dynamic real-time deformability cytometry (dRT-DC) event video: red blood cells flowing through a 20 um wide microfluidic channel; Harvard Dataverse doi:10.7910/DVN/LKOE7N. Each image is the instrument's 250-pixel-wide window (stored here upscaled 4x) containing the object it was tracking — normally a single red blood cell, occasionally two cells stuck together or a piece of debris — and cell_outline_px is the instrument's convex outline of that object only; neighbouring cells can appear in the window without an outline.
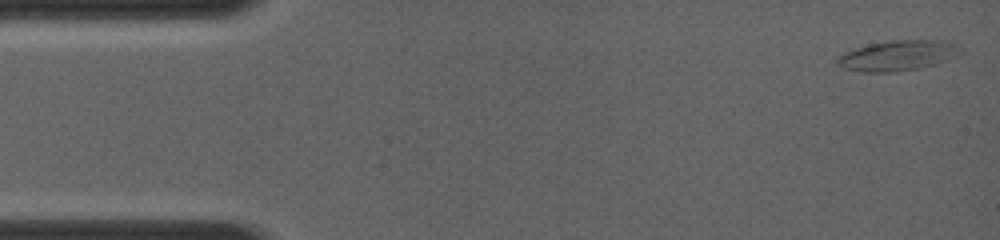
{"species": "common noctule bat (a hibernating species)", "species_latin": "Nyctalus noctula", "temperature_condition": "room temperature", "stored_images_in_passage": 8, "camera_frame_rate_fps": 4000, "um_per_image_px": 0.085, "animal": {"sex": "female", "body_mass_g": 19.0, "forearm_length_mm": 56.7}, "frame": {"image": 1, "passage_image": 1, "time_ms": 0.0, "image_size_px": [1000, 240], "cell_outline_px": [[964, 52], [936, 64], [896, 72], [864, 72], [844, 68], [836, 64], [836, 56], [844, 52], [856, 48], [872, 44], [892, 40], [948, 40], [964, 48]], "centroid_in_image_um": [76.34, 4.71], "position_along_channel_um": 8.7, "area_um2": 21.85}}